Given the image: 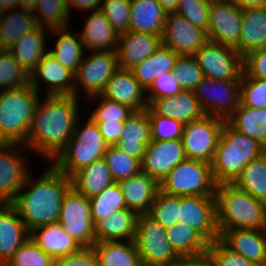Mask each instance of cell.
<instances>
[{
  "label": "cell",
  "mask_w": 266,
  "mask_h": 266,
  "mask_svg": "<svg viewBox=\"0 0 266 266\" xmlns=\"http://www.w3.org/2000/svg\"><path fill=\"white\" fill-rule=\"evenodd\" d=\"M44 96L33 113L27 148L53 162L73 137L80 103L74 95Z\"/></svg>",
  "instance_id": "6da1fadb"
},
{
  "label": "cell",
  "mask_w": 266,
  "mask_h": 266,
  "mask_svg": "<svg viewBox=\"0 0 266 266\" xmlns=\"http://www.w3.org/2000/svg\"><path fill=\"white\" fill-rule=\"evenodd\" d=\"M33 176L29 173L23 187L11 202L29 232L58 221L62 199L71 188V178L53 163L37 180Z\"/></svg>",
  "instance_id": "7a4b0ae2"
},
{
  "label": "cell",
  "mask_w": 266,
  "mask_h": 266,
  "mask_svg": "<svg viewBox=\"0 0 266 266\" xmlns=\"http://www.w3.org/2000/svg\"><path fill=\"white\" fill-rule=\"evenodd\" d=\"M214 196L219 234L228 229L266 230V203L234 183L218 184Z\"/></svg>",
  "instance_id": "3957f363"
},
{
  "label": "cell",
  "mask_w": 266,
  "mask_h": 266,
  "mask_svg": "<svg viewBox=\"0 0 266 266\" xmlns=\"http://www.w3.org/2000/svg\"><path fill=\"white\" fill-rule=\"evenodd\" d=\"M264 146L253 138L239 133L226 121L211 162L216 184L234 183L243 168L263 154Z\"/></svg>",
  "instance_id": "277c9868"
},
{
  "label": "cell",
  "mask_w": 266,
  "mask_h": 266,
  "mask_svg": "<svg viewBox=\"0 0 266 266\" xmlns=\"http://www.w3.org/2000/svg\"><path fill=\"white\" fill-rule=\"evenodd\" d=\"M40 95L30 83L0 91V142L27 147V135Z\"/></svg>",
  "instance_id": "5b68a950"
},
{
  "label": "cell",
  "mask_w": 266,
  "mask_h": 266,
  "mask_svg": "<svg viewBox=\"0 0 266 266\" xmlns=\"http://www.w3.org/2000/svg\"><path fill=\"white\" fill-rule=\"evenodd\" d=\"M80 124L78 119L73 137L67 147L53 161V164L66 176L71 177L76 171L103 158L108 147L97 124L91 119ZM82 126V127H81Z\"/></svg>",
  "instance_id": "8992f818"
},
{
  "label": "cell",
  "mask_w": 266,
  "mask_h": 266,
  "mask_svg": "<svg viewBox=\"0 0 266 266\" xmlns=\"http://www.w3.org/2000/svg\"><path fill=\"white\" fill-rule=\"evenodd\" d=\"M216 182L211 164L186 158L160 183V190L175 196H214Z\"/></svg>",
  "instance_id": "52a82bcc"
},
{
  "label": "cell",
  "mask_w": 266,
  "mask_h": 266,
  "mask_svg": "<svg viewBox=\"0 0 266 266\" xmlns=\"http://www.w3.org/2000/svg\"><path fill=\"white\" fill-rule=\"evenodd\" d=\"M143 266H173L179 259L166 235V229L149 214H140L134 240Z\"/></svg>",
  "instance_id": "ba28073f"
},
{
  "label": "cell",
  "mask_w": 266,
  "mask_h": 266,
  "mask_svg": "<svg viewBox=\"0 0 266 266\" xmlns=\"http://www.w3.org/2000/svg\"><path fill=\"white\" fill-rule=\"evenodd\" d=\"M193 56L205 78L240 81L243 57L235 48L208 40Z\"/></svg>",
  "instance_id": "9c48e42d"
},
{
  "label": "cell",
  "mask_w": 266,
  "mask_h": 266,
  "mask_svg": "<svg viewBox=\"0 0 266 266\" xmlns=\"http://www.w3.org/2000/svg\"><path fill=\"white\" fill-rule=\"evenodd\" d=\"M225 121L205 114L187 123L181 137L186 157L211 164Z\"/></svg>",
  "instance_id": "30bf717a"
},
{
  "label": "cell",
  "mask_w": 266,
  "mask_h": 266,
  "mask_svg": "<svg viewBox=\"0 0 266 266\" xmlns=\"http://www.w3.org/2000/svg\"><path fill=\"white\" fill-rule=\"evenodd\" d=\"M58 222L82 247H90L96 243L90 200L72 187L62 199Z\"/></svg>",
  "instance_id": "8fae6325"
},
{
  "label": "cell",
  "mask_w": 266,
  "mask_h": 266,
  "mask_svg": "<svg viewBox=\"0 0 266 266\" xmlns=\"http://www.w3.org/2000/svg\"><path fill=\"white\" fill-rule=\"evenodd\" d=\"M88 53V56L84 54L75 75V96L77 98L80 97L78 96L80 85L87 95L86 98L101 95L107 81L119 68L117 51H88Z\"/></svg>",
  "instance_id": "7c38bea8"
},
{
  "label": "cell",
  "mask_w": 266,
  "mask_h": 266,
  "mask_svg": "<svg viewBox=\"0 0 266 266\" xmlns=\"http://www.w3.org/2000/svg\"><path fill=\"white\" fill-rule=\"evenodd\" d=\"M206 115L227 118L240 103V81L203 78L193 90Z\"/></svg>",
  "instance_id": "4fadbf2b"
},
{
  "label": "cell",
  "mask_w": 266,
  "mask_h": 266,
  "mask_svg": "<svg viewBox=\"0 0 266 266\" xmlns=\"http://www.w3.org/2000/svg\"><path fill=\"white\" fill-rule=\"evenodd\" d=\"M21 150L29 151L23 144L0 142V203H11L31 173L29 155Z\"/></svg>",
  "instance_id": "5bb4252c"
},
{
  "label": "cell",
  "mask_w": 266,
  "mask_h": 266,
  "mask_svg": "<svg viewBox=\"0 0 266 266\" xmlns=\"http://www.w3.org/2000/svg\"><path fill=\"white\" fill-rule=\"evenodd\" d=\"M162 45L178 55L193 56L207 41V33L177 13H168L161 35Z\"/></svg>",
  "instance_id": "9a60e30c"
},
{
  "label": "cell",
  "mask_w": 266,
  "mask_h": 266,
  "mask_svg": "<svg viewBox=\"0 0 266 266\" xmlns=\"http://www.w3.org/2000/svg\"><path fill=\"white\" fill-rule=\"evenodd\" d=\"M179 222L198 231L209 243L218 240L215 196H180Z\"/></svg>",
  "instance_id": "2e32d148"
},
{
  "label": "cell",
  "mask_w": 266,
  "mask_h": 266,
  "mask_svg": "<svg viewBox=\"0 0 266 266\" xmlns=\"http://www.w3.org/2000/svg\"><path fill=\"white\" fill-rule=\"evenodd\" d=\"M242 8L233 1L210 3L208 40L236 48L241 34Z\"/></svg>",
  "instance_id": "e0dca14e"
},
{
  "label": "cell",
  "mask_w": 266,
  "mask_h": 266,
  "mask_svg": "<svg viewBox=\"0 0 266 266\" xmlns=\"http://www.w3.org/2000/svg\"><path fill=\"white\" fill-rule=\"evenodd\" d=\"M186 158L181 139L151 140L146 146L141 170L161 183L168 173Z\"/></svg>",
  "instance_id": "ac0fdd59"
},
{
  "label": "cell",
  "mask_w": 266,
  "mask_h": 266,
  "mask_svg": "<svg viewBox=\"0 0 266 266\" xmlns=\"http://www.w3.org/2000/svg\"><path fill=\"white\" fill-rule=\"evenodd\" d=\"M42 81L47 85V96L74 95L75 75L63 67L48 51L42 61L30 73L29 83L39 93Z\"/></svg>",
  "instance_id": "d6986e66"
},
{
  "label": "cell",
  "mask_w": 266,
  "mask_h": 266,
  "mask_svg": "<svg viewBox=\"0 0 266 266\" xmlns=\"http://www.w3.org/2000/svg\"><path fill=\"white\" fill-rule=\"evenodd\" d=\"M147 109L148 115L168 117L184 125L205 115L194 91L185 89L175 96L154 98Z\"/></svg>",
  "instance_id": "ffe728a7"
},
{
  "label": "cell",
  "mask_w": 266,
  "mask_h": 266,
  "mask_svg": "<svg viewBox=\"0 0 266 266\" xmlns=\"http://www.w3.org/2000/svg\"><path fill=\"white\" fill-rule=\"evenodd\" d=\"M146 90L135 79L132 70L118 68L107 81L103 97L127 105L134 111L148 108Z\"/></svg>",
  "instance_id": "44dd1931"
},
{
  "label": "cell",
  "mask_w": 266,
  "mask_h": 266,
  "mask_svg": "<svg viewBox=\"0 0 266 266\" xmlns=\"http://www.w3.org/2000/svg\"><path fill=\"white\" fill-rule=\"evenodd\" d=\"M161 45V36L131 30L120 33L116 50L119 68L131 70Z\"/></svg>",
  "instance_id": "7402d4cb"
},
{
  "label": "cell",
  "mask_w": 266,
  "mask_h": 266,
  "mask_svg": "<svg viewBox=\"0 0 266 266\" xmlns=\"http://www.w3.org/2000/svg\"><path fill=\"white\" fill-rule=\"evenodd\" d=\"M219 240L230 250L260 266H266V230L228 229Z\"/></svg>",
  "instance_id": "603a6c76"
},
{
  "label": "cell",
  "mask_w": 266,
  "mask_h": 266,
  "mask_svg": "<svg viewBox=\"0 0 266 266\" xmlns=\"http://www.w3.org/2000/svg\"><path fill=\"white\" fill-rule=\"evenodd\" d=\"M30 238V232L11 203H0V266Z\"/></svg>",
  "instance_id": "cb8c5ba5"
},
{
  "label": "cell",
  "mask_w": 266,
  "mask_h": 266,
  "mask_svg": "<svg viewBox=\"0 0 266 266\" xmlns=\"http://www.w3.org/2000/svg\"><path fill=\"white\" fill-rule=\"evenodd\" d=\"M126 207L137 215L148 214L160 190V183L146 172L140 170L127 180L119 183Z\"/></svg>",
  "instance_id": "d4e9b609"
},
{
  "label": "cell",
  "mask_w": 266,
  "mask_h": 266,
  "mask_svg": "<svg viewBox=\"0 0 266 266\" xmlns=\"http://www.w3.org/2000/svg\"><path fill=\"white\" fill-rule=\"evenodd\" d=\"M151 141L150 121L148 109L134 111L125 121L121 138L116 144L117 148L129 156L137 158L140 162Z\"/></svg>",
  "instance_id": "484cf974"
},
{
  "label": "cell",
  "mask_w": 266,
  "mask_h": 266,
  "mask_svg": "<svg viewBox=\"0 0 266 266\" xmlns=\"http://www.w3.org/2000/svg\"><path fill=\"white\" fill-rule=\"evenodd\" d=\"M266 45V5L242 8L241 34L235 48L244 58Z\"/></svg>",
  "instance_id": "4316f807"
},
{
  "label": "cell",
  "mask_w": 266,
  "mask_h": 266,
  "mask_svg": "<svg viewBox=\"0 0 266 266\" xmlns=\"http://www.w3.org/2000/svg\"><path fill=\"white\" fill-rule=\"evenodd\" d=\"M30 238L55 261L82 248L58 221L33 229Z\"/></svg>",
  "instance_id": "83f0119b"
},
{
  "label": "cell",
  "mask_w": 266,
  "mask_h": 266,
  "mask_svg": "<svg viewBox=\"0 0 266 266\" xmlns=\"http://www.w3.org/2000/svg\"><path fill=\"white\" fill-rule=\"evenodd\" d=\"M79 36L87 51H116L119 34L101 10L91 11Z\"/></svg>",
  "instance_id": "f1b7e54d"
},
{
  "label": "cell",
  "mask_w": 266,
  "mask_h": 266,
  "mask_svg": "<svg viewBox=\"0 0 266 266\" xmlns=\"http://www.w3.org/2000/svg\"><path fill=\"white\" fill-rule=\"evenodd\" d=\"M137 214L129 208L115 211L95 225V241H134Z\"/></svg>",
  "instance_id": "f546056e"
},
{
  "label": "cell",
  "mask_w": 266,
  "mask_h": 266,
  "mask_svg": "<svg viewBox=\"0 0 266 266\" xmlns=\"http://www.w3.org/2000/svg\"><path fill=\"white\" fill-rule=\"evenodd\" d=\"M166 15L157 0H131L130 30L161 36Z\"/></svg>",
  "instance_id": "4dcf8cb0"
},
{
  "label": "cell",
  "mask_w": 266,
  "mask_h": 266,
  "mask_svg": "<svg viewBox=\"0 0 266 266\" xmlns=\"http://www.w3.org/2000/svg\"><path fill=\"white\" fill-rule=\"evenodd\" d=\"M70 178L71 187L87 198L99 194L115 182L103 158L76 171Z\"/></svg>",
  "instance_id": "1f68e13d"
},
{
  "label": "cell",
  "mask_w": 266,
  "mask_h": 266,
  "mask_svg": "<svg viewBox=\"0 0 266 266\" xmlns=\"http://www.w3.org/2000/svg\"><path fill=\"white\" fill-rule=\"evenodd\" d=\"M47 30L50 29L38 26L8 49L13 58L21 64L29 75L48 52L45 44Z\"/></svg>",
  "instance_id": "d6a6232c"
},
{
  "label": "cell",
  "mask_w": 266,
  "mask_h": 266,
  "mask_svg": "<svg viewBox=\"0 0 266 266\" xmlns=\"http://www.w3.org/2000/svg\"><path fill=\"white\" fill-rule=\"evenodd\" d=\"M38 27L32 10L5 11L0 19V49L8 50L18 42L25 34L32 32Z\"/></svg>",
  "instance_id": "836d02e7"
},
{
  "label": "cell",
  "mask_w": 266,
  "mask_h": 266,
  "mask_svg": "<svg viewBox=\"0 0 266 266\" xmlns=\"http://www.w3.org/2000/svg\"><path fill=\"white\" fill-rule=\"evenodd\" d=\"M48 33L58 36L55 40V48L48 51L58 63L76 75L84 54H86L81 37L77 38L68 27L50 29L47 35Z\"/></svg>",
  "instance_id": "e575fe53"
},
{
  "label": "cell",
  "mask_w": 266,
  "mask_h": 266,
  "mask_svg": "<svg viewBox=\"0 0 266 266\" xmlns=\"http://www.w3.org/2000/svg\"><path fill=\"white\" fill-rule=\"evenodd\" d=\"M177 56V53L161 45L153 54L131 70L135 79L147 91L157 77L166 72H173Z\"/></svg>",
  "instance_id": "d590c367"
},
{
  "label": "cell",
  "mask_w": 266,
  "mask_h": 266,
  "mask_svg": "<svg viewBox=\"0 0 266 266\" xmlns=\"http://www.w3.org/2000/svg\"><path fill=\"white\" fill-rule=\"evenodd\" d=\"M93 247L99 266H143L134 241H103Z\"/></svg>",
  "instance_id": "8d00e7d4"
},
{
  "label": "cell",
  "mask_w": 266,
  "mask_h": 266,
  "mask_svg": "<svg viewBox=\"0 0 266 266\" xmlns=\"http://www.w3.org/2000/svg\"><path fill=\"white\" fill-rule=\"evenodd\" d=\"M226 122L239 133L266 147V109L250 108L239 103Z\"/></svg>",
  "instance_id": "74e56055"
},
{
  "label": "cell",
  "mask_w": 266,
  "mask_h": 266,
  "mask_svg": "<svg viewBox=\"0 0 266 266\" xmlns=\"http://www.w3.org/2000/svg\"><path fill=\"white\" fill-rule=\"evenodd\" d=\"M170 245L179 256L198 255L208 251L209 242L195 229L178 222L166 229Z\"/></svg>",
  "instance_id": "f35d334b"
},
{
  "label": "cell",
  "mask_w": 266,
  "mask_h": 266,
  "mask_svg": "<svg viewBox=\"0 0 266 266\" xmlns=\"http://www.w3.org/2000/svg\"><path fill=\"white\" fill-rule=\"evenodd\" d=\"M234 184L253 198L266 203V158L262 154L251 160Z\"/></svg>",
  "instance_id": "ab89813d"
},
{
  "label": "cell",
  "mask_w": 266,
  "mask_h": 266,
  "mask_svg": "<svg viewBox=\"0 0 266 266\" xmlns=\"http://www.w3.org/2000/svg\"><path fill=\"white\" fill-rule=\"evenodd\" d=\"M89 200L94 225L98 221L111 216L115 211L127 208L121 187L117 182L107 186L102 192L92 196Z\"/></svg>",
  "instance_id": "60d3db41"
},
{
  "label": "cell",
  "mask_w": 266,
  "mask_h": 266,
  "mask_svg": "<svg viewBox=\"0 0 266 266\" xmlns=\"http://www.w3.org/2000/svg\"><path fill=\"white\" fill-rule=\"evenodd\" d=\"M32 11L38 26L48 29L66 28L71 23L65 0H37Z\"/></svg>",
  "instance_id": "b9f144b4"
},
{
  "label": "cell",
  "mask_w": 266,
  "mask_h": 266,
  "mask_svg": "<svg viewBox=\"0 0 266 266\" xmlns=\"http://www.w3.org/2000/svg\"><path fill=\"white\" fill-rule=\"evenodd\" d=\"M103 159L117 183L131 178L141 170V162L119 150L116 145L107 147Z\"/></svg>",
  "instance_id": "7bdbcfd3"
},
{
  "label": "cell",
  "mask_w": 266,
  "mask_h": 266,
  "mask_svg": "<svg viewBox=\"0 0 266 266\" xmlns=\"http://www.w3.org/2000/svg\"><path fill=\"white\" fill-rule=\"evenodd\" d=\"M180 196L170 195L159 190L148 213L165 229L179 222Z\"/></svg>",
  "instance_id": "ee69618b"
},
{
  "label": "cell",
  "mask_w": 266,
  "mask_h": 266,
  "mask_svg": "<svg viewBox=\"0 0 266 266\" xmlns=\"http://www.w3.org/2000/svg\"><path fill=\"white\" fill-rule=\"evenodd\" d=\"M30 75L8 50L0 49V89H17L29 84Z\"/></svg>",
  "instance_id": "f6af8a7d"
},
{
  "label": "cell",
  "mask_w": 266,
  "mask_h": 266,
  "mask_svg": "<svg viewBox=\"0 0 266 266\" xmlns=\"http://www.w3.org/2000/svg\"><path fill=\"white\" fill-rule=\"evenodd\" d=\"M97 98L100 100L99 104H96V108L89 112L91 113L89 118L95 123L124 122L134 112L127 105L109 100L102 95L90 97L89 100L97 102Z\"/></svg>",
  "instance_id": "bcb514c9"
},
{
  "label": "cell",
  "mask_w": 266,
  "mask_h": 266,
  "mask_svg": "<svg viewBox=\"0 0 266 266\" xmlns=\"http://www.w3.org/2000/svg\"><path fill=\"white\" fill-rule=\"evenodd\" d=\"M5 266H55V260L29 238Z\"/></svg>",
  "instance_id": "7dc6e473"
},
{
  "label": "cell",
  "mask_w": 266,
  "mask_h": 266,
  "mask_svg": "<svg viewBox=\"0 0 266 266\" xmlns=\"http://www.w3.org/2000/svg\"><path fill=\"white\" fill-rule=\"evenodd\" d=\"M240 103L257 109H266V79L248 76L244 71L240 78Z\"/></svg>",
  "instance_id": "c3c4849f"
},
{
  "label": "cell",
  "mask_w": 266,
  "mask_h": 266,
  "mask_svg": "<svg viewBox=\"0 0 266 266\" xmlns=\"http://www.w3.org/2000/svg\"><path fill=\"white\" fill-rule=\"evenodd\" d=\"M173 74L176 82L185 90H194L204 78L194 56L178 55L174 62Z\"/></svg>",
  "instance_id": "681fc988"
},
{
  "label": "cell",
  "mask_w": 266,
  "mask_h": 266,
  "mask_svg": "<svg viewBox=\"0 0 266 266\" xmlns=\"http://www.w3.org/2000/svg\"><path fill=\"white\" fill-rule=\"evenodd\" d=\"M131 0H103L101 11L118 34L130 30Z\"/></svg>",
  "instance_id": "f907efd6"
},
{
  "label": "cell",
  "mask_w": 266,
  "mask_h": 266,
  "mask_svg": "<svg viewBox=\"0 0 266 266\" xmlns=\"http://www.w3.org/2000/svg\"><path fill=\"white\" fill-rule=\"evenodd\" d=\"M209 5L206 0H179L175 13L186 18L192 25L207 32L209 27Z\"/></svg>",
  "instance_id": "816d5d0a"
},
{
  "label": "cell",
  "mask_w": 266,
  "mask_h": 266,
  "mask_svg": "<svg viewBox=\"0 0 266 266\" xmlns=\"http://www.w3.org/2000/svg\"><path fill=\"white\" fill-rule=\"evenodd\" d=\"M150 121L151 140L168 141L181 139L184 124L160 115H148Z\"/></svg>",
  "instance_id": "f5cc1de1"
},
{
  "label": "cell",
  "mask_w": 266,
  "mask_h": 266,
  "mask_svg": "<svg viewBox=\"0 0 266 266\" xmlns=\"http://www.w3.org/2000/svg\"><path fill=\"white\" fill-rule=\"evenodd\" d=\"M208 251L212 254L218 266H260L233 252L219 239L209 243Z\"/></svg>",
  "instance_id": "db71d44e"
},
{
  "label": "cell",
  "mask_w": 266,
  "mask_h": 266,
  "mask_svg": "<svg viewBox=\"0 0 266 266\" xmlns=\"http://www.w3.org/2000/svg\"><path fill=\"white\" fill-rule=\"evenodd\" d=\"M183 89L176 82L173 72H166L157 77L151 87L146 91L148 104L154 98L175 96Z\"/></svg>",
  "instance_id": "11a10c76"
},
{
  "label": "cell",
  "mask_w": 266,
  "mask_h": 266,
  "mask_svg": "<svg viewBox=\"0 0 266 266\" xmlns=\"http://www.w3.org/2000/svg\"><path fill=\"white\" fill-rule=\"evenodd\" d=\"M55 266H99L96 251L93 246L82 247L63 258L55 261Z\"/></svg>",
  "instance_id": "9f6ffc18"
},
{
  "label": "cell",
  "mask_w": 266,
  "mask_h": 266,
  "mask_svg": "<svg viewBox=\"0 0 266 266\" xmlns=\"http://www.w3.org/2000/svg\"><path fill=\"white\" fill-rule=\"evenodd\" d=\"M243 64L248 76L266 79V48L249 53L243 58Z\"/></svg>",
  "instance_id": "6f0895ef"
},
{
  "label": "cell",
  "mask_w": 266,
  "mask_h": 266,
  "mask_svg": "<svg viewBox=\"0 0 266 266\" xmlns=\"http://www.w3.org/2000/svg\"><path fill=\"white\" fill-rule=\"evenodd\" d=\"M105 143L108 146H115L121 138L124 122L96 123Z\"/></svg>",
  "instance_id": "680465c9"
},
{
  "label": "cell",
  "mask_w": 266,
  "mask_h": 266,
  "mask_svg": "<svg viewBox=\"0 0 266 266\" xmlns=\"http://www.w3.org/2000/svg\"><path fill=\"white\" fill-rule=\"evenodd\" d=\"M173 266H218L209 251L198 255L180 256Z\"/></svg>",
  "instance_id": "91938a15"
},
{
  "label": "cell",
  "mask_w": 266,
  "mask_h": 266,
  "mask_svg": "<svg viewBox=\"0 0 266 266\" xmlns=\"http://www.w3.org/2000/svg\"><path fill=\"white\" fill-rule=\"evenodd\" d=\"M103 0H65L66 8L69 15L71 14V9L76 8L85 11H98L101 10V4ZM85 9V10H84Z\"/></svg>",
  "instance_id": "94428289"
},
{
  "label": "cell",
  "mask_w": 266,
  "mask_h": 266,
  "mask_svg": "<svg viewBox=\"0 0 266 266\" xmlns=\"http://www.w3.org/2000/svg\"><path fill=\"white\" fill-rule=\"evenodd\" d=\"M163 10L168 13H174L178 7L179 0H157Z\"/></svg>",
  "instance_id": "6125c7cd"
},
{
  "label": "cell",
  "mask_w": 266,
  "mask_h": 266,
  "mask_svg": "<svg viewBox=\"0 0 266 266\" xmlns=\"http://www.w3.org/2000/svg\"><path fill=\"white\" fill-rule=\"evenodd\" d=\"M232 1L240 8L266 5V0H232Z\"/></svg>",
  "instance_id": "be15d7a7"
},
{
  "label": "cell",
  "mask_w": 266,
  "mask_h": 266,
  "mask_svg": "<svg viewBox=\"0 0 266 266\" xmlns=\"http://www.w3.org/2000/svg\"><path fill=\"white\" fill-rule=\"evenodd\" d=\"M0 4L5 11L20 8V0H0Z\"/></svg>",
  "instance_id": "e7e4bbea"
},
{
  "label": "cell",
  "mask_w": 266,
  "mask_h": 266,
  "mask_svg": "<svg viewBox=\"0 0 266 266\" xmlns=\"http://www.w3.org/2000/svg\"><path fill=\"white\" fill-rule=\"evenodd\" d=\"M36 4L37 0H20V9L24 8V9L33 10Z\"/></svg>",
  "instance_id": "03108f58"
},
{
  "label": "cell",
  "mask_w": 266,
  "mask_h": 266,
  "mask_svg": "<svg viewBox=\"0 0 266 266\" xmlns=\"http://www.w3.org/2000/svg\"><path fill=\"white\" fill-rule=\"evenodd\" d=\"M208 3L230 2L232 0H206Z\"/></svg>",
  "instance_id": "003e7915"
},
{
  "label": "cell",
  "mask_w": 266,
  "mask_h": 266,
  "mask_svg": "<svg viewBox=\"0 0 266 266\" xmlns=\"http://www.w3.org/2000/svg\"><path fill=\"white\" fill-rule=\"evenodd\" d=\"M5 10L3 9L2 5L0 4V19L4 15Z\"/></svg>",
  "instance_id": "a7ac6f4b"
},
{
  "label": "cell",
  "mask_w": 266,
  "mask_h": 266,
  "mask_svg": "<svg viewBox=\"0 0 266 266\" xmlns=\"http://www.w3.org/2000/svg\"><path fill=\"white\" fill-rule=\"evenodd\" d=\"M263 155H264V157L266 158V147H264Z\"/></svg>",
  "instance_id": "89a4df30"
}]
</instances>
